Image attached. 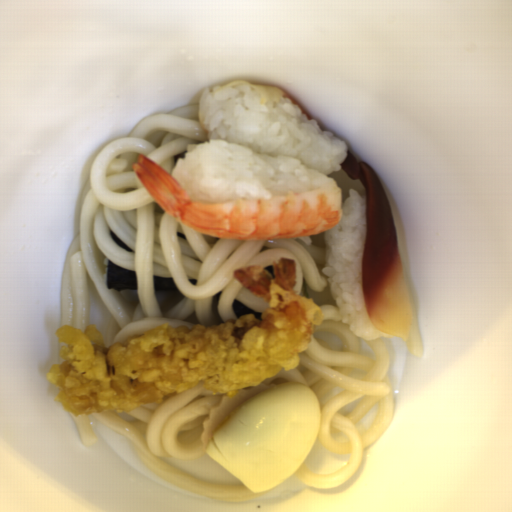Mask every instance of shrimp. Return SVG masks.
I'll return each mask as SVG.
<instances>
[{"label": "shrimp", "mask_w": 512, "mask_h": 512, "mask_svg": "<svg viewBox=\"0 0 512 512\" xmlns=\"http://www.w3.org/2000/svg\"><path fill=\"white\" fill-rule=\"evenodd\" d=\"M133 172L173 219L193 231L234 240L287 239L335 229L343 219L338 181L305 193L221 204L192 202L184 187L144 154Z\"/></svg>", "instance_id": "obj_1"}]
</instances>
